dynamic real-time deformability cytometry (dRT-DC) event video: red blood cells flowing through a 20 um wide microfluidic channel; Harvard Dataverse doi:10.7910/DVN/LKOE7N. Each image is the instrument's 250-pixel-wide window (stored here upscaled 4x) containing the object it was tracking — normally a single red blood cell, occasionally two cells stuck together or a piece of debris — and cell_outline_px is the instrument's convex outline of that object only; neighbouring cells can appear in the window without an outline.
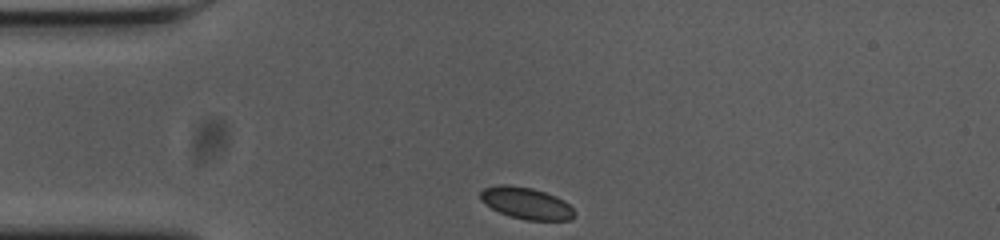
{"species": "common noctule bat (a hibernating species)", "species_latin": "Nyctalus noctula", "temperature_condition": "cold", "stored_images_in_passage": 33, "camera_frame_rate_fps": 3000, "um_per_image_px": 0.085, "animal": {"sex": "female", "body_mass_g": 23.0, "forearm_length_mm": 53.4}, "frame": {"image": 1, "passage_image": 1, "time_ms": 0.0, "image_size_px": [1000, 240], "cell_outline_px": [[576, 212], [568, 220], [524, 220], [500, 212], [484, 204], [480, 200], [480, 192], [484, 188], [500, 184], [508, 184], [532, 188], [556, 196], [564, 200]], "centroid_in_image_um": [44.71, 17.26], "position_along_channel_um": 40.3, "area_um2": 17.28}}
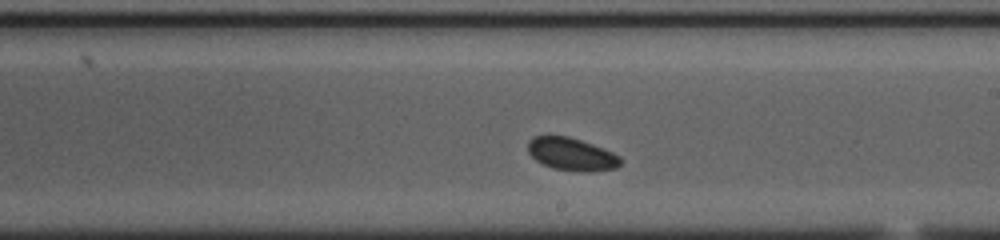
{"frame": {"image": 2, "passage_image": 20, "time_ms": 6.333, "image_size_px": [1000, 240], "cell_outline_px": [[620, 164], [616, 168], [588, 172], [580, 172], [552, 168], [536, 160], [528, 152], [528, 140], [536, 136], [568, 136], [604, 148], [620, 156]], "centroid_in_image_um": [48.59, 13.11], "position_along_channel_um": 240.4, "area_um2": 17.57}}
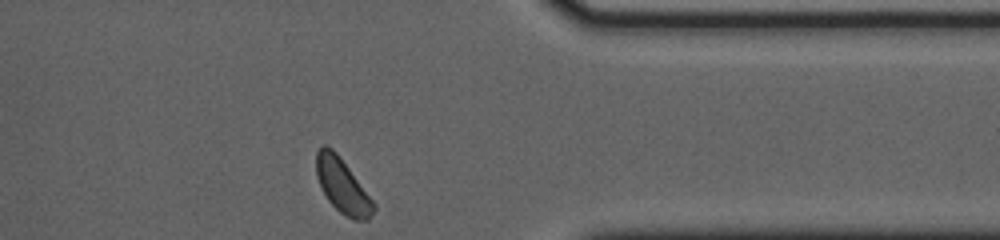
{"frame": {"image": 3, "passage_image": 33, "time_ms": 10.667, "image_size_px": [1000, 240], "cell_outline_px": [[376, 208], [368, 220], [352, 220], [344, 216], [328, 200], [316, 176], [316, 152], [324, 144], [332, 148], [336, 152], [376, 204]], "centroid_in_image_um": [29.11, 15.82], "position_along_channel_um": 382.3, "area_um2": 17.98}}